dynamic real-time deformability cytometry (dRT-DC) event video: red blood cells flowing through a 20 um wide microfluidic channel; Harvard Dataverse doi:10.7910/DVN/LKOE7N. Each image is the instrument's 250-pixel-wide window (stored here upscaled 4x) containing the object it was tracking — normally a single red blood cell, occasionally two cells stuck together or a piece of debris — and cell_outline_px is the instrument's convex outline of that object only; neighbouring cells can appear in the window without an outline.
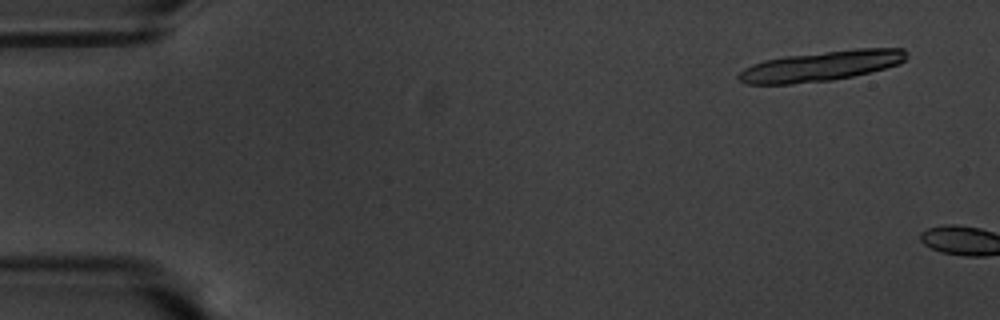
{"species": "common noctule bat (a hibernating species)", "species_latin": "Nyctalus noctula", "temperature_condition": "warm", "stored_images_in_passage": 3, "camera_frame_rate_fps": 3000, "um_per_image_px": 0.085, "animal": {"sex": "male", "body_mass_g": 20.1, "forearm_length_mm": 53.5}, "frame": {"image": 1, "passage_image": 1, "time_ms": 0.0, "image_size_px": [1000, 320], "cell_outline_px": [[908, 56], [900, 64], [852, 76], [832, 80], [792, 84], [744, 84], [736, 80], [736, 76], [744, 68], [752, 64], [764, 60], [784, 56], [856, 48], [904, 48]], "centroid_in_image_um": [69.75, 5.61], "position_along_channel_um": 15.2, "area_um2": 29.65}}